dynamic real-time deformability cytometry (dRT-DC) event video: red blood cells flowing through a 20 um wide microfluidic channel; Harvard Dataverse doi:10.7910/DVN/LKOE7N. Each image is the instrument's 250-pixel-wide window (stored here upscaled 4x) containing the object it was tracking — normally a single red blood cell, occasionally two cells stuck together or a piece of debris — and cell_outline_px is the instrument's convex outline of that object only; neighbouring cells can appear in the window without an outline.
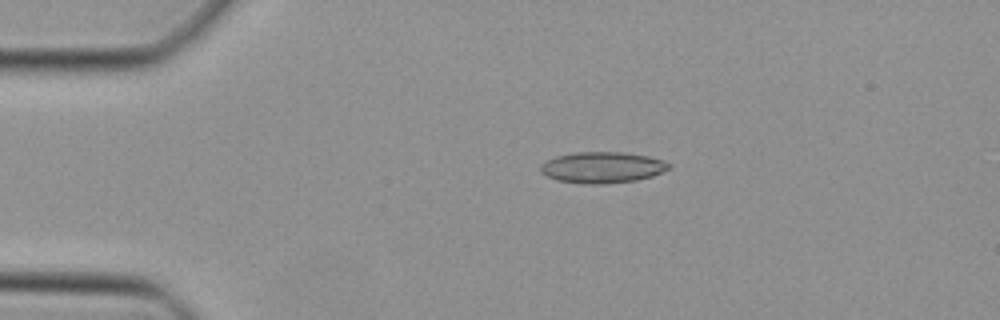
{"species": "Egyptian fruit bat (a non-hibernating species)", "species_latin": "Rousettus aegyptiacus", "temperature_condition": "cold", "stored_images_in_passage": 38, "camera_frame_rate_fps": 3000, "um_per_image_px": 0.085, "animal": {"sex": "female"}, "frame": {"image": 1, "passage_image": 1, "time_ms": 0.0, "image_size_px": [1000, 320], "cell_outline_px": [[668, 168], [652, 176], [636, 180], [604, 184], [584, 184], [556, 180], [540, 172], [540, 164], [556, 156], [576, 152], [624, 152], [648, 156], [664, 160], [668, 164]], "centroid_in_image_um": [51.15, 14.23], "position_along_channel_um": 33.8, "area_um2": 23.18}}
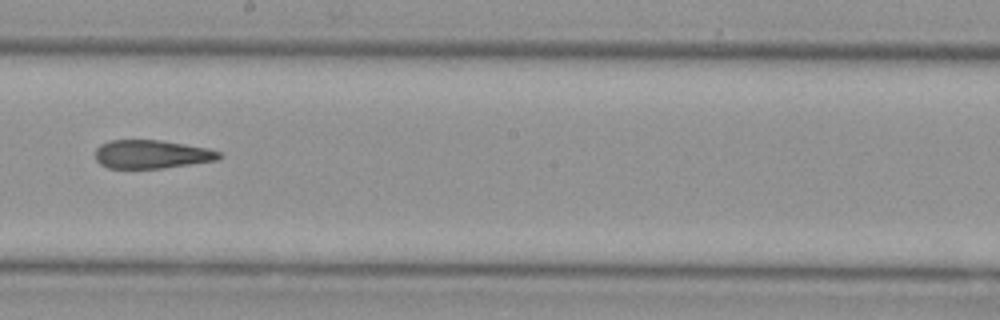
{"frame": {"image": 2, "passage_image": 18, "time_ms": 5.667, "image_size_px": [1000, 320], "cell_outline_px": [[224, 156], [216, 160], [160, 168], [108, 168], [100, 164], [96, 160], [96, 148], [100, 144], [108, 140], [160, 140], [208, 148], [220, 152]], "centroid_in_image_um": [12.86, 13.1], "position_along_channel_um": 235.3, "area_um2": 20.46}}
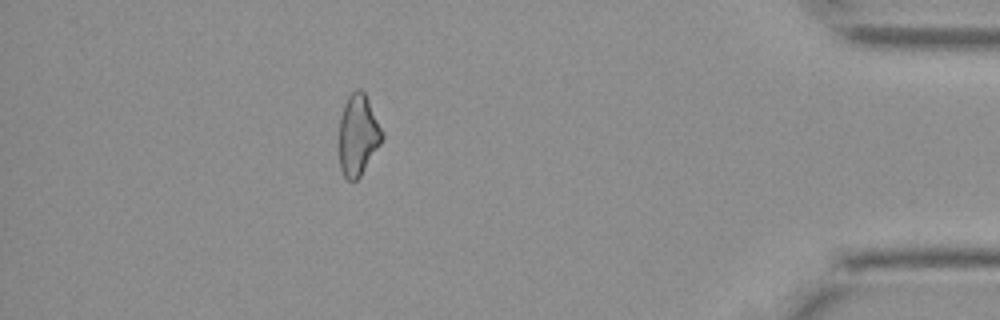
{"frame": {"image": 3, "passage_image": 33, "time_ms": 10.667, "image_size_px": [1000, 320], "cell_outline_px": [[384, 136], [380, 144], [360, 176], [356, 180], [348, 180], [344, 176], [340, 168], [340, 116], [344, 104], [348, 96], [356, 88], [360, 88], [364, 92], [384, 132]], "centroid_in_image_um": [30.44, 11.45], "position_along_channel_um": 404.8, "area_um2": 20.11}}